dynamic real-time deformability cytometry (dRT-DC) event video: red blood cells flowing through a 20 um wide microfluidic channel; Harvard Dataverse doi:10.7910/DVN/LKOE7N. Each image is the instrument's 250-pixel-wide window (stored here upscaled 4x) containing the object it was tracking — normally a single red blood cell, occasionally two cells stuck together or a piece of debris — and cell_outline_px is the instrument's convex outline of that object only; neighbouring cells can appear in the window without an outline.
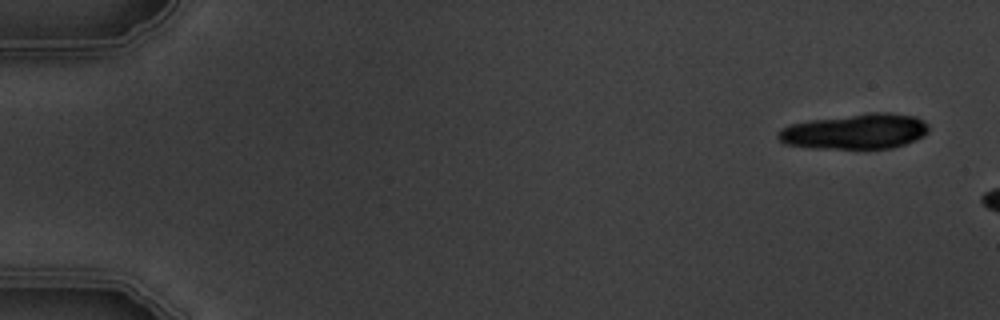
{"species": "common noctule bat (a hibernating species)", "species_latin": "Nyctalus noctula", "temperature_condition": "warm", "stored_images_in_passage": 3, "camera_frame_rate_fps": 3000, "um_per_image_px": 0.085, "animal": {"sex": "male", "body_mass_g": 19.5, "forearm_length_mm": 54.6}, "frame": {"image": 1, "passage_image": 1, "time_ms": 0.0, "image_size_px": [1000, 320], "cell_outline_px": [[928, 132], [924, 136], [904, 144], [892, 148], [808, 148], [784, 144], [776, 136], [776, 132], [780, 128], [792, 124], [808, 120], [868, 112], [888, 112], [916, 116], [924, 120], [928, 124]], "centroid_in_image_um": [72.68, 11.16], "position_along_channel_um": 12.3, "area_um2": 31.33}}